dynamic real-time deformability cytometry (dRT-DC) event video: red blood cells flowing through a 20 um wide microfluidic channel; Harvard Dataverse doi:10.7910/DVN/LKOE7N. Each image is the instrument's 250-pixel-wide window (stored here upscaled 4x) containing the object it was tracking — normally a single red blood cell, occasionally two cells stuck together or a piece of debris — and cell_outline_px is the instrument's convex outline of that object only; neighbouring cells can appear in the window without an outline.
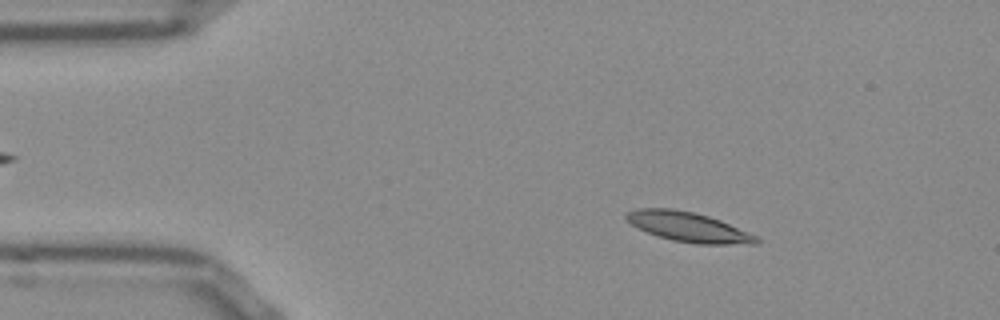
{"species": "Egyptian fruit bat (a non-hibernating species)", "species_latin": "Rousettus aegyptiacus", "temperature_condition": "room temperature", "stored_images_in_passage": 51, "camera_frame_rate_fps": 3000, "um_per_image_px": 0.085, "frame": {"image": 1, "passage_image": 7, "time_ms": 2.0, "image_size_px": [1000, 320], "cell_outline_px": [[760, 240], [756, 244], [696, 244], [672, 240], [648, 232], [632, 224], [624, 216], [624, 212], [636, 208], [672, 208], [692, 212], [708, 216], [720, 220], [756, 236]], "centroid_in_image_um": [58.49, 19.28], "position_along_channel_um": 26.5, "area_um2": 22.25}}
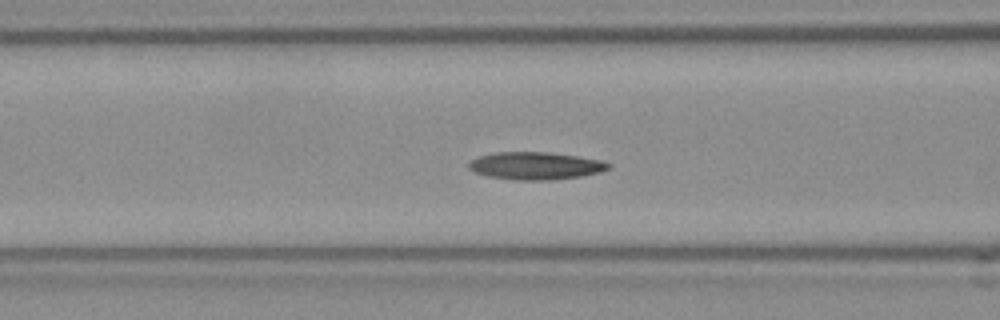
{"frame": {"image": 2, "passage_image": 19, "time_ms": 6.0, "image_size_px": [1000, 320], "cell_outline_px": [[612, 164], [608, 168], [596, 172], [580, 176], [548, 180], [516, 180], [488, 176], [476, 172], [468, 168], [468, 164], [472, 160], [480, 156], [496, 152], [548, 152], [576, 156], [600, 160]], "centroid_in_image_um": [45.49, 14.09], "position_along_channel_um": 121.1, "area_um2": 22.02}}
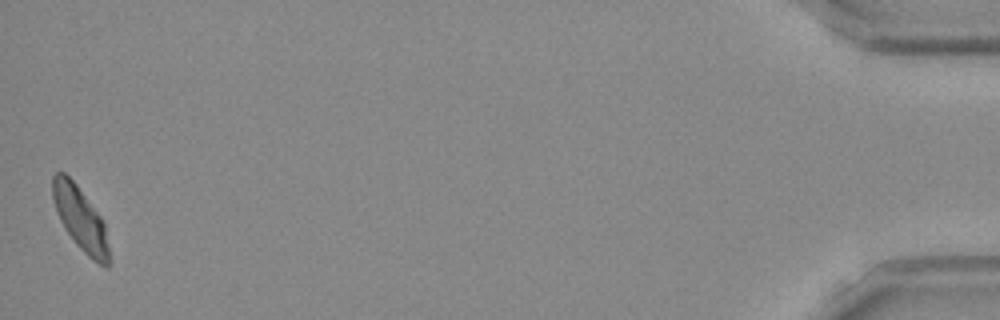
{"frame": {"image": 3, "passage_image": 51, "time_ms": 16.667, "image_size_px": [1000, 320], "cell_outline_px": [[108, 268], [92, 260], [76, 244], [64, 228], [60, 220], [52, 196], [52, 176], [56, 172], [64, 172], [76, 184], [104, 220], [108, 248]], "centroid_in_image_um": [6.82, 18.57], "position_along_channel_um": 428.4, "area_um2": 20.58}, "authors_computed_cell_mechanics": {"area_um2": 21.4438, "velocity_mm_per_s": 3.8065, "shape_relaxation_time_tau1_ms": 3.7859, "shape_relaxation_time_tau2_ms": 3.761, "deformation_change_tau1": 0.1314, "deformation_change_tau2": 0.1055}}